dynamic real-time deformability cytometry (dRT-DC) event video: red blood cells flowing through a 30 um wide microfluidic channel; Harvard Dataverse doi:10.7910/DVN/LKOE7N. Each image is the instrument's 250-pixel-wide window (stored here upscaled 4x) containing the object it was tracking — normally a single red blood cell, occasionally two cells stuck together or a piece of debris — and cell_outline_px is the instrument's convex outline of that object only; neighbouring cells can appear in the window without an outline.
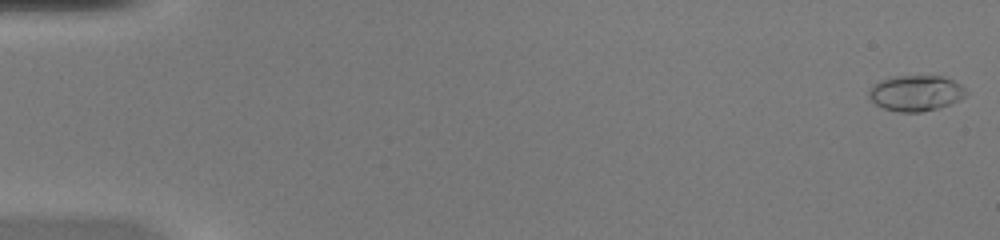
{"species": "common noctule bat (a hibernating species)", "species_latin": "Nyctalus noctula", "temperature_condition": "warm", "stored_images_in_passage": 50, "camera_frame_rate_fps": 3000, "um_per_image_px": 0.085, "animal": {"sex": "female", "body_mass_g": 20.0, "forearm_length_mm": 54.0}, "frame": {"image": 1, "passage_image": 1, "time_ms": 0.0, "image_size_px": [1000, 240], "cell_outline_px": [[968, 92], [960, 100], [936, 108], [920, 112], [900, 112], [884, 108], [876, 104], [868, 96], [868, 92], [880, 80], [892, 76], [940, 76], [952, 80], [960, 84]], "centroid_in_image_um": [77.84, 7.91], "position_along_channel_um": 7.2, "area_um2": 19.94}}
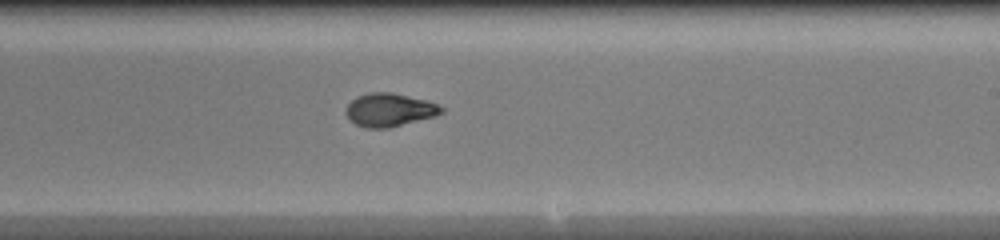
{"frame": {"image": 2, "passage_image": 31, "time_ms": 10.0, "image_size_px": [1000, 240], "cell_outline_px": [[444, 112], [436, 116], [388, 128], [364, 128], [356, 124], [344, 112], [348, 104], [356, 96], [368, 92], [392, 92], [424, 100], [436, 104], [444, 108]], "centroid_in_image_um": [33.09, 9.34], "position_along_channel_um": 255.9, "area_um2": 18.44}}
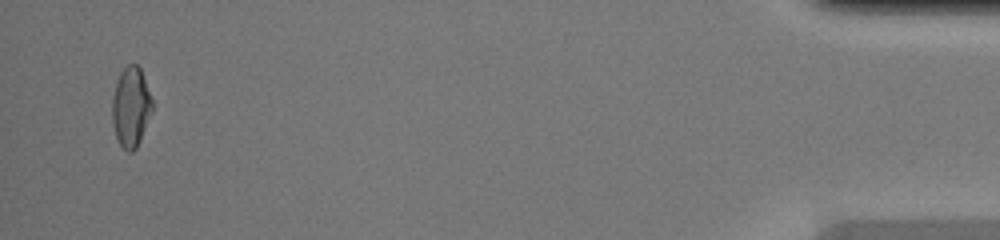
{"frame": {"image": 3, "passage_image": 49, "time_ms": 16.0, "image_size_px": [1000, 240], "cell_outline_px": [[152, 112], [140, 140], [136, 148], [132, 152], [128, 152], [120, 144], [116, 136], [112, 124], [112, 100], [116, 84], [120, 72], [128, 64], [136, 64], [140, 68], [152, 100]], "centroid_in_image_um": [11.12, 9.11], "position_along_channel_um": 424.1, "area_um2": 18.44}, "authors_computed_cell_mechanics": {"area_um2": 18.5249, "velocity_mm_per_s": 4.1532, "shape_relaxation_time_tau1_ms": 5.2644, "shape_relaxation_time_tau2_ms": 1.0402, "deformation_change_tau1": 0.2474, "deformation_change_tau2": 0.057}}